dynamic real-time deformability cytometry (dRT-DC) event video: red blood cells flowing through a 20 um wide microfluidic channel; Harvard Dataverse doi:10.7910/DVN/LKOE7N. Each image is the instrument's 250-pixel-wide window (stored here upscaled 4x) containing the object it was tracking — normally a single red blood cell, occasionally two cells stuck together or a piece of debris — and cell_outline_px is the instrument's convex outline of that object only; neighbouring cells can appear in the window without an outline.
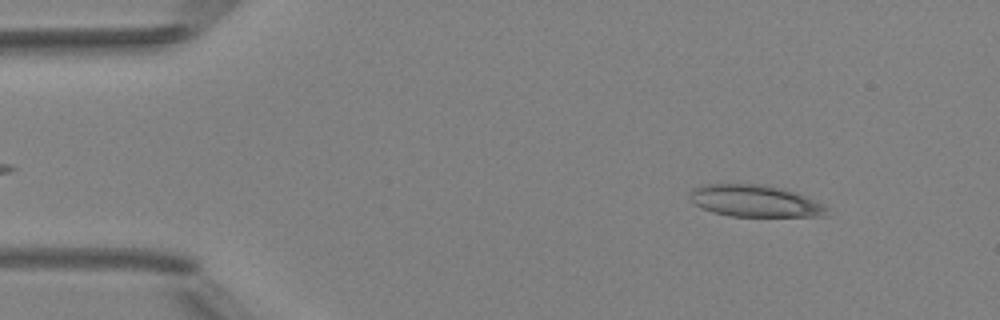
{"species": "Egyptian fruit bat (a non-hibernating species)", "species_latin": "Rousettus aegyptiacus", "temperature_condition": "room temperature", "stored_images_in_passage": 4, "camera_frame_rate_fps": 3000, "um_per_image_px": 0.085, "animal": {"sex": "female"}, "frame": {"image": 1, "passage_image": 4, "time_ms": 4.333, "image_size_px": [1000, 320], "cell_outline_px": [[828, 216], [728, 216], [712, 212], [700, 208], [688, 200], [688, 196], [692, 188], [704, 184], [756, 184], [784, 188], [796, 192], [824, 204], [828, 208]], "centroid_in_image_um": [64.14, 17.08], "position_along_channel_um": 20.9, "area_um2": 25.78}}